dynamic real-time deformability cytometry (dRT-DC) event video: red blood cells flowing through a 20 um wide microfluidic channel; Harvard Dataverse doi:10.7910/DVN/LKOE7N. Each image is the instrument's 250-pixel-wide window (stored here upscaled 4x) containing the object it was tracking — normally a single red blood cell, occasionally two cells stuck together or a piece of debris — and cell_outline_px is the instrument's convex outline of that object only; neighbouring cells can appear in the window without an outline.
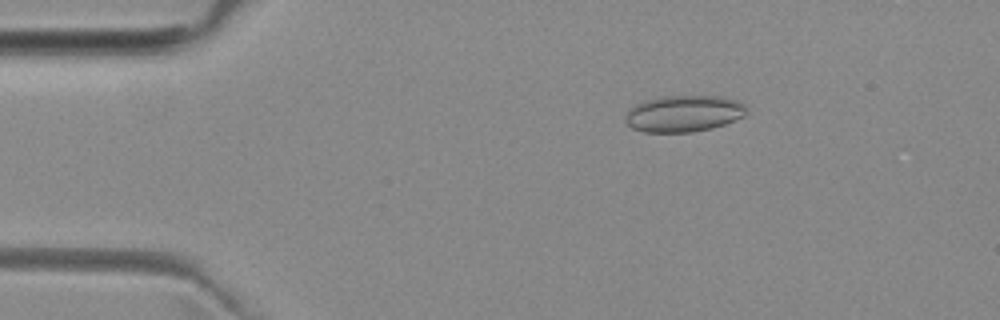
{"species": "common noctule bat (a hibernating species)", "species_latin": "Nyctalus noctula", "temperature_condition": "room temperature", "stored_images_in_passage": 7, "camera_frame_rate_fps": 3000, "um_per_image_px": 0.085, "animal": {"sex": "female", "body_mass_g": 29.2, "forearm_length_mm": 56.3}, "frame": {"image": 1, "passage_image": 3, "time_ms": 2.0, "image_size_px": [1000, 320], "cell_outline_px": [[748, 112], [744, 116], [724, 124], [712, 128], [692, 132], [644, 132], [632, 128], [624, 120], [624, 116], [628, 108], [636, 104], [648, 100], [664, 96], [724, 96], [736, 100], [744, 104]], "centroid_in_image_um": [58.11, 9.65], "position_along_channel_um": 26.9, "area_um2": 25.89}}
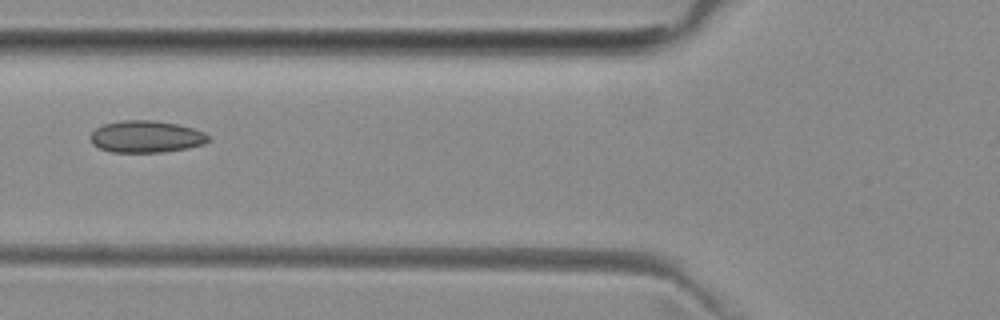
{"frame": {"image": 2, "passage_image": 6, "time_ms": 5.667, "image_size_px": [1000, 320], "cell_outline_px": [[208, 140], [204, 144], [188, 148], [164, 152], [112, 152], [100, 148], [92, 144], [92, 132], [96, 128], [104, 124], [120, 120], [152, 120], [176, 124], [192, 128], [204, 132], [208, 136]], "centroid_in_image_um": [12.42, 11.61], "position_along_channel_um": 113.4, "area_um2": 21.79}}
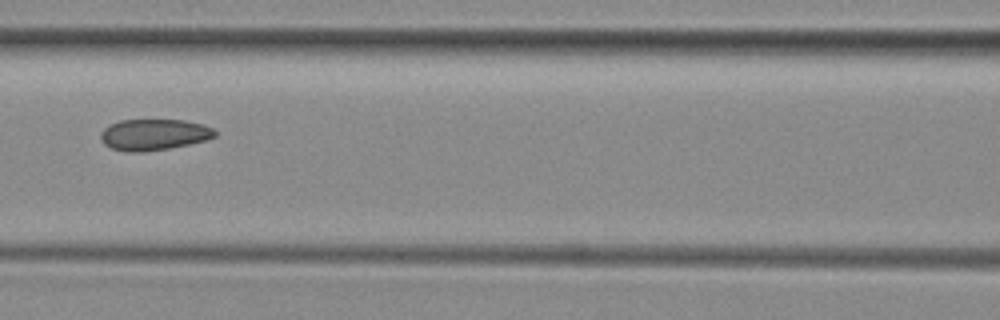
{"frame": {"image": 3, "passage_image": 7, "time_ms": 6.667, "image_size_px": [1000, 320], "cell_outline_px": [[216, 136], [204, 140], [188, 144], [168, 148], [140, 152], [124, 152], [112, 148], [104, 144], [100, 140], [100, 132], [108, 124], [120, 120], [184, 120], [204, 124], [212, 128], [216, 132]], "centroid_in_image_um": [13.03, 11.43], "position_along_channel_um": 153.6, "area_um2": 20.81}}